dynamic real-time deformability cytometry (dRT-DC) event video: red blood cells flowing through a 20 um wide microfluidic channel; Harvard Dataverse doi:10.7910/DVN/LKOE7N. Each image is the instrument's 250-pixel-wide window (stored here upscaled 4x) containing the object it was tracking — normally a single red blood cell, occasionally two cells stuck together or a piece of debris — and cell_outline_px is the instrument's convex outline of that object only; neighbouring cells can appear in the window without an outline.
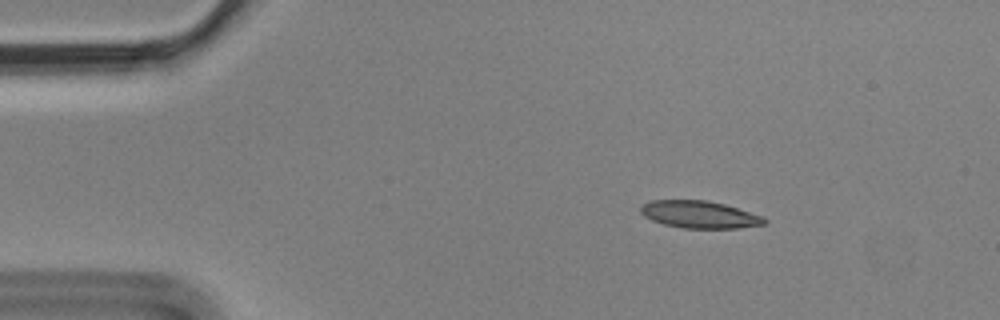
{"species": "Egyptian fruit bat (a non-hibernating species)", "species_latin": "Rousettus aegyptiacus", "temperature_condition": "cold", "stored_images_in_passage": 3, "camera_frame_rate_fps": 3000, "um_per_image_px": 0.085, "animal": {"sex": "male"}, "frame": {"image": 1, "passage_image": 1, "time_ms": 0.0, "image_size_px": [1000, 320], "cell_outline_px": [[768, 220], [764, 224], [736, 228], [684, 228], [664, 224], [652, 220], [644, 216], [640, 212], [640, 208], [644, 204], [652, 200], [708, 200], [724, 204], [764, 216]], "centroid_in_image_um": [59.47, 18.23], "position_along_channel_um": 25.5, "area_um2": 19.59}}